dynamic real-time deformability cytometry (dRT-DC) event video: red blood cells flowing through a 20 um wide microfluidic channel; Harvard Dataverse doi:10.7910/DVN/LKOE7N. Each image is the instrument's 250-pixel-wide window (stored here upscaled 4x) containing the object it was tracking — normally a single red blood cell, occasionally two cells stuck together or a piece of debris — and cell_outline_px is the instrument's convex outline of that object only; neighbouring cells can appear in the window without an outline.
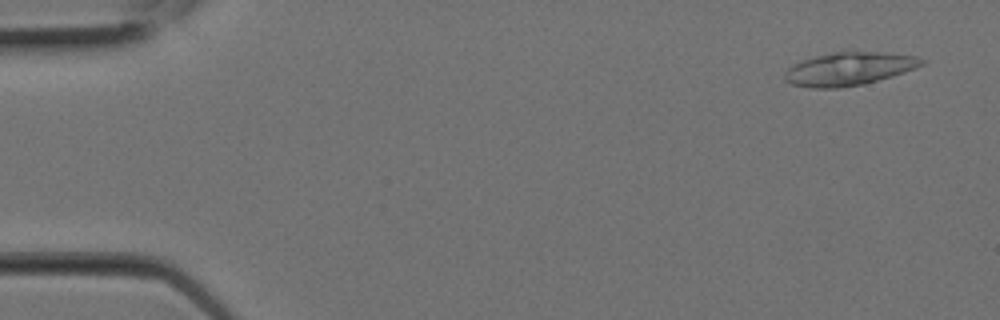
{"species": "Egyptian fruit bat (a non-hibernating species)", "species_latin": "Rousettus aegyptiacus", "temperature_condition": "room temperature", "stored_images_in_passage": 2, "segment_of_instrument_passage": [2, 2], "camera_frame_rate_fps": 3000, "um_per_image_px": 0.085, "animal": {"sex": "female"}, "frame": {"image": 1, "passage_image": 2, "time_ms": 0.333, "image_size_px": [1000, 320], "cell_outline_px": [[924, 64], [904, 72], [892, 76], [864, 84], [840, 88], [812, 88], [792, 84], [784, 80], [784, 72], [792, 64], [816, 56], [836, 52], [884, 52], [916, 56], [924, 60]], "centroid_in_image_um": [72.15, 5.86], "position_along_channel_um": 12.9, "area_um2": 26.3}}